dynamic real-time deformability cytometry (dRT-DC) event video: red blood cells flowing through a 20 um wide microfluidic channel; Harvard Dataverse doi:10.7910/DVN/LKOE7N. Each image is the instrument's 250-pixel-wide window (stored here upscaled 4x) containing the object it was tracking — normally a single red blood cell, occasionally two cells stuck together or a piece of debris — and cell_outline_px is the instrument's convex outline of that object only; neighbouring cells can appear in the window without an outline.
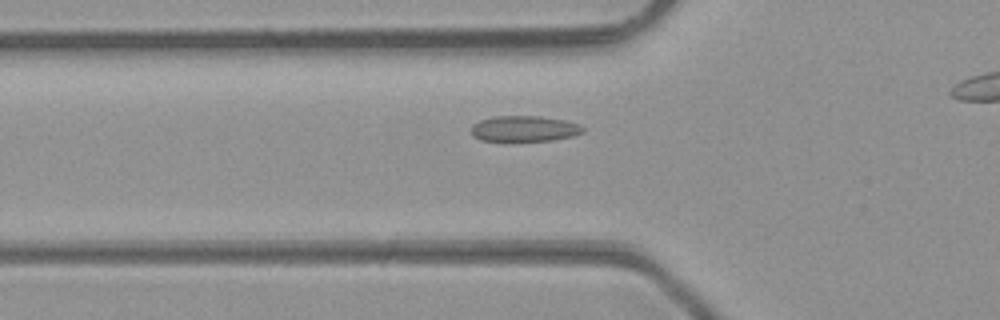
{"species": "common noctule bat (a hibernating species)", "species_latin": "Nyctalus noctula", "temperature_condition": "room temperature", "stored_images_in_passage": 29, "camera_frame_rate_fps": 3000, "um_per_image_px": 0.085, "animal": {"sex": "male", "body_mass_g": 23.1, "forearm_length_mm": 52.7}, "frame": {"image": 1, "passage_image": 6, "time_ms": 1.667, "image_size_px": [1000, 320], "cell_outline_px": [[584, 132], [572, 136], [552, 140], [480, 140], [472, 136], [472, 124], [480, 120], [496, 116], [540, 116], [564, 120], [580, 124], [584, 128]], "centroid_in_image_um": [44.58, 10.92], "position_along_channel_um": 81.2, "area_um2": 16.59}}
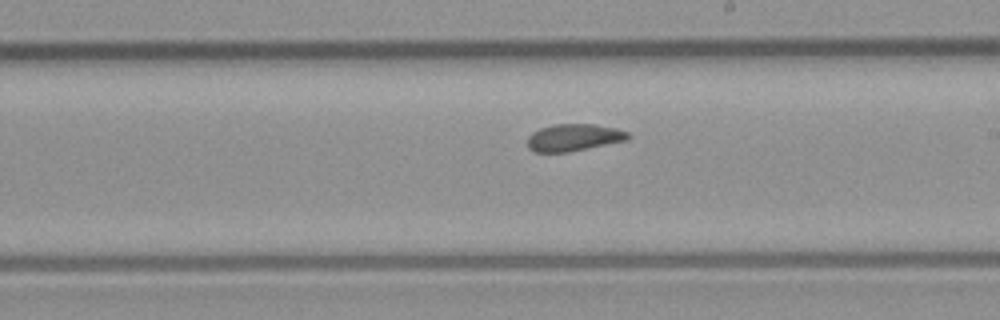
{"frame": {"image": 2, "passage_image": 17, "time_ms": 5.333, "image_size_px": [1000, 320], "cell_outline_px": [[632, 136], [628, 140], [568, 152], [536, 152], [528, 148], [528, 136], [532, 132], [540, 128], [556, 124], [596, 124], [616, 128], [628, 132]], "centroid_in_image_um": [48.8, 11.68], "position_along_channel_um": 240.2, "area_um2": 15.95}}
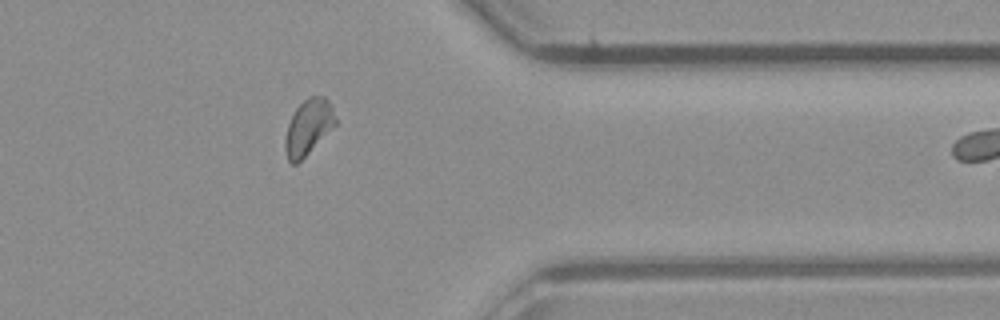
{"frame": {"image": 3, "passage_image": 28, "time_ms": 9.0, "image_size_px": [1000, 320], "cell_outline_px": [[336, 124], [296, 164], [292, 164], [288, 160], [284, 152], [284, 140], [288, 124], [296, 108], [308, 96], [324, 96], [332, 104], [336, 120]], "centroid_in_image_um": [26.19, 10.78], "position_along_channel_um": 385.2, "area_um2": 16.07}}